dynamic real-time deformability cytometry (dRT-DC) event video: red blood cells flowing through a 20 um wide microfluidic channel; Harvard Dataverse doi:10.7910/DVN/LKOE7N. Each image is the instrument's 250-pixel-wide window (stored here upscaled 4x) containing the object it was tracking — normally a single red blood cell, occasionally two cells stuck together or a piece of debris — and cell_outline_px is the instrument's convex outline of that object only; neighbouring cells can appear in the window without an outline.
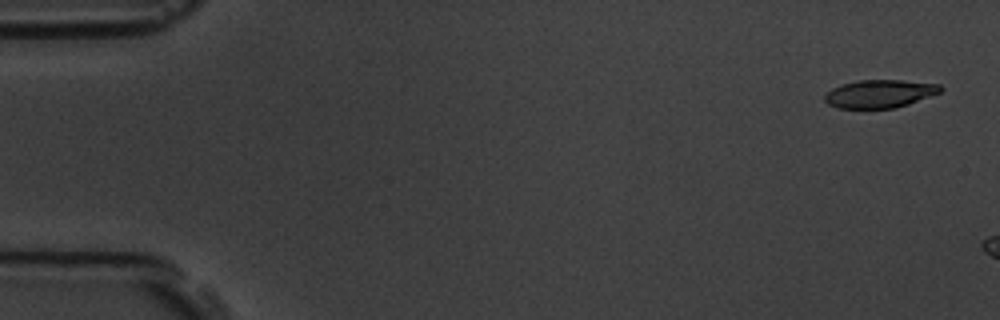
{"species": "common noctule bat (a hibernating species)", "species_latin": "Nyctalus noctula", "temperature_condition": "room temperature", "stored_images_in_passage": 3, "camera_frame_rate_fps": 3000, "um_per_image_px": 0.085, "animal": {"sex": "male", "body_mass_g": 19.5, "forearm_length_mm": 54.6}, "frame": {"image": 1, "passage_image": 1, "time_ms": 0.0, "image_size_px": [1000, 320], "cell_outline_px": [[944, 88], [940, 92], [908, 104], [896, 108], [840, 108], [828, 104], [824, 100], [824, 96], [832, 88], [856, 80], [900, 80], [940, 84]], "centroid_in_image_um": [74.78, 7.96], "position_along_channel_um": 10.2, "area_um2": 18.79}}